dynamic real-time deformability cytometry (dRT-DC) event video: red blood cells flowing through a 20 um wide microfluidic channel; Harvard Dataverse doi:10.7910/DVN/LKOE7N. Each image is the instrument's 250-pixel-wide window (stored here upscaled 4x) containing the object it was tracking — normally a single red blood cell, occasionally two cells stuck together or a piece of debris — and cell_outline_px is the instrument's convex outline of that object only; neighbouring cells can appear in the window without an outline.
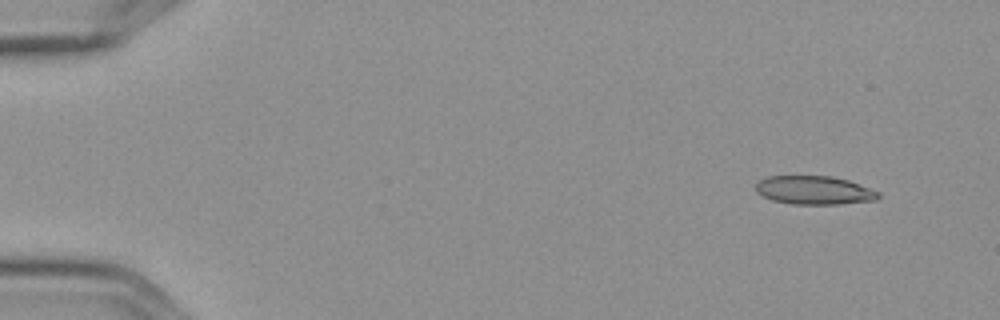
{"species": "Egyptian fruit bat (a non-hibernating species)", "species_latin": "Rousettus aegyptiacus", "temperature_condition": "cold", "stored_images_in_passage": 4, "camera_frame_rate_fps": 3000, "um_per_image_px": 0.085, "frame": {"image": 1, "passage_image": 1, "time_ms": 0.0, "image_size_px": [1000, 320], "cell_outline_px": [[880, 196], [876, 200], [840, 204], [792, 204], [772, 200], [756, 192], [756, 184], [760, 180], [768, 176], [832, 176], [848, 180], [880, 192]], "centroid_in_image_um": [69.22, 16.17], "position_along_channel_um": 15.8, "area_um2": 20.35}}
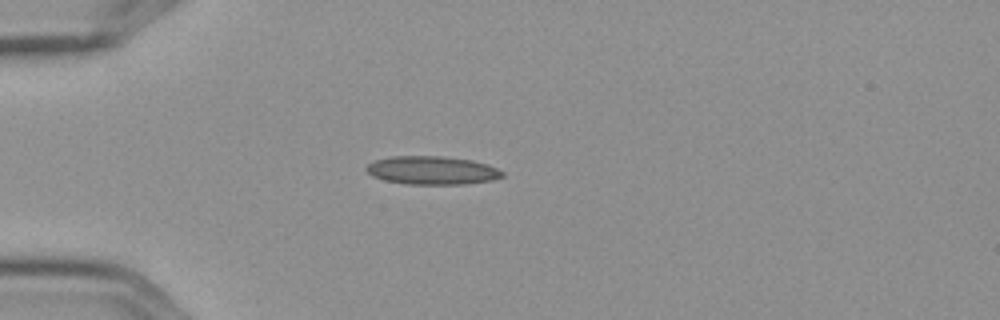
{"frame": {"image": 2, "passage_image": 4, "time_ms": 1.0, "image_size_px": [1000, 320], "cell_outline_px": [[504, 176], [492, 180], [468, 184], [404, 184], [384, 180], [372, 176], [364, 168], [368, 164], [376, 160], [392, 156], [444, 156], [472, 160], [488, 164], [504, 172]], "centroid_in_image_um": [36.74, 14.48], "position_along_channel_um": 48.3, "area_um2": 22.6}}